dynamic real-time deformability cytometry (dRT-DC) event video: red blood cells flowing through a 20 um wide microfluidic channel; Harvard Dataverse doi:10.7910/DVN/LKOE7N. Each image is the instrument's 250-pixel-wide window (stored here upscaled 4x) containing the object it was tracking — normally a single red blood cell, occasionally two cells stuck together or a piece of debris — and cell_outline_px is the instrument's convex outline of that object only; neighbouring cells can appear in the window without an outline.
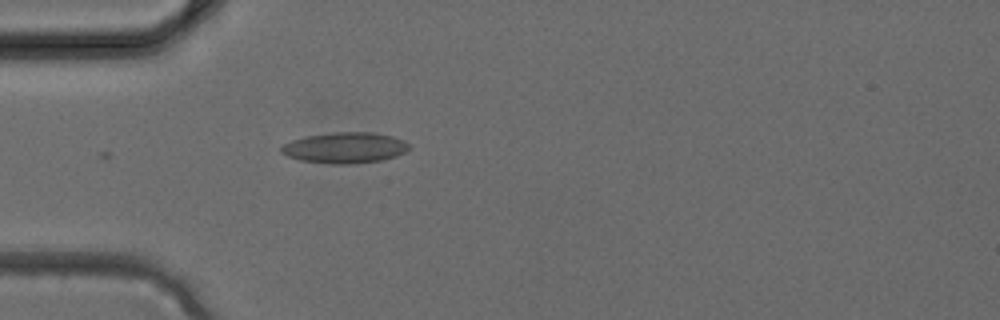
{"species": "common noctule bat (a hibernating species)", "species_latin": "Nyctalus noctula", "temperature_condition": "cold", "stored_images_in_passage": 3, "camera_frame_rate_fps": 3000, "um_per_image_px": 0.085, "animal": {"sex": "female", "body_mass_g": 24.6, "forearm_length_mm": 56.2}, "frame": {"image": 1, "passage_image": 3, "time_ms": 0.667, "image_size_px": [1000, 320], "cell_outline_px": [[412, 148], [396, 156], [380, 160], [352, 164], [332, 164], [300, 160], [288, 156], [280, 152], [280, 148], [284, 144], [292, 140], [304, 136], [332, 132], [372, 132], [392, 136], [404, 140]], "centroid_in_image_um": [29.32, 12.55], "position_along_channel_um": 55.7, "area_um2": 23.06}}